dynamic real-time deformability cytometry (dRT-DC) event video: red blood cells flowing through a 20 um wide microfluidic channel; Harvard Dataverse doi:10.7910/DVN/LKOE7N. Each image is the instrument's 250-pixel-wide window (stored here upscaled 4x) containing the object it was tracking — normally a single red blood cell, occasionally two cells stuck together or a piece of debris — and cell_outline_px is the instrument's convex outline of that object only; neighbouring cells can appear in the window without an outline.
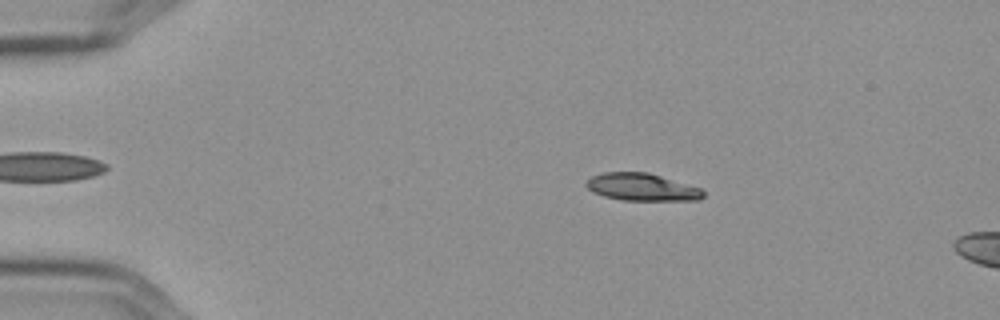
{"species": "Egyptian fruit bat (a non-hibernating species)", "species_latin": "Rousettus aegyptiacus", "temperature_condition": "cold", "stored_images_in_passage": 57, "camera_frame_rate_fps": 3000, "um_per_image_px": 0.085, "frame": {"image": 1, "passage_image": 11, "time_ms": 3.333, "image_size_px": [1000, 320], "cell_outline_px": [[704, 196], [700, 200], [624, 200], [604, 196], [592, 192], [584, 184], [592, 176], [604, 172], [648, 172], [700, 188], [704, 192]], "centroid_in_image_um": [54.55, 15.9], "position_along_channel_um": 30.5, "area_um2": 18.55}}
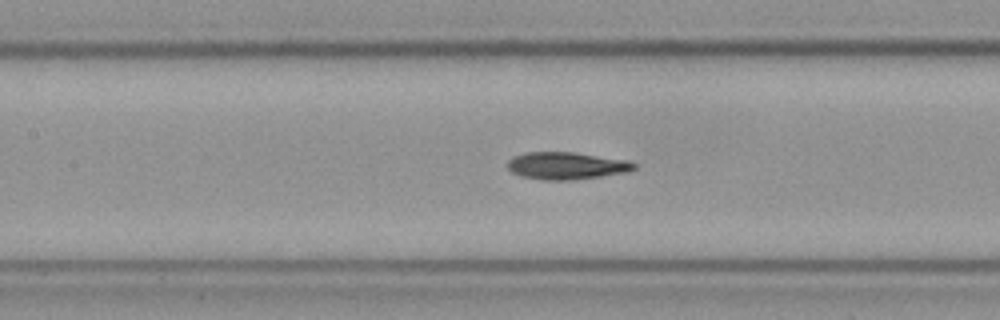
{"frame": {"image": 2, "passage_image": 27, "time_ms": 8.667, "image_size_px": [1000, 320], "cell_outline_px": [[636, 168], [628, 172], [572, 180], [540, 180], [520, 176], [512, 172], [508, 168], [508, 160], [516, 156], [528, 152], [572, 152], [628, 160], [636, 164]], "centroid_in_image_um": [48.15, 14.09], "position_along_channel_um": 159.2, "area_um2": 20.06}}
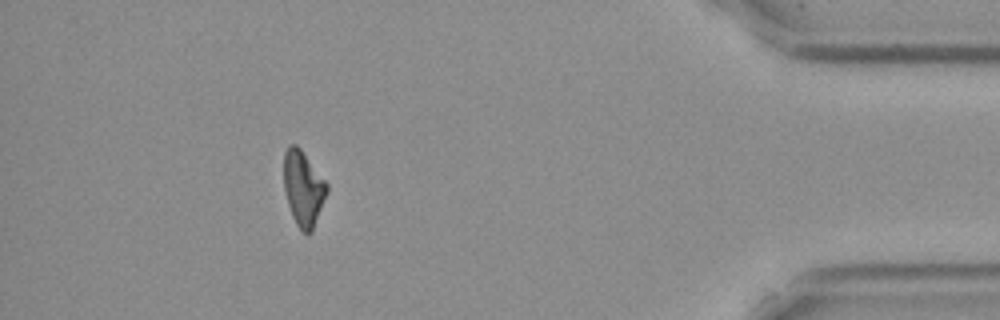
{"frame": {"image": 3, "passage_image": 52, "time_ms": 17.0, "image_size_px": [1000, 320], "cell_outline_px": [[328, 192], [312, 232], [304, 232], [296, 224], [292, 216], [288, 204], [284, 188], [284, 152], [288, 144], [296, 144], [300, 148], [328, 184]], "centroid_in_image_um": [25.78, 15.99], "position_along_channel_um": 409.4, "area_um2": 18.79}, "authors_computed_cell_mechanics": {"area_um2": 19.4208, "velocity_mm_per_s": 3.5919, "shape_relaxation_time_tau1_ms": 4.9956, "shape_relaxation_time_tau2_ms": 6.4462, "deformation_change_tau1": 0.1548, "deformation_change_tau2": 0.1087}}